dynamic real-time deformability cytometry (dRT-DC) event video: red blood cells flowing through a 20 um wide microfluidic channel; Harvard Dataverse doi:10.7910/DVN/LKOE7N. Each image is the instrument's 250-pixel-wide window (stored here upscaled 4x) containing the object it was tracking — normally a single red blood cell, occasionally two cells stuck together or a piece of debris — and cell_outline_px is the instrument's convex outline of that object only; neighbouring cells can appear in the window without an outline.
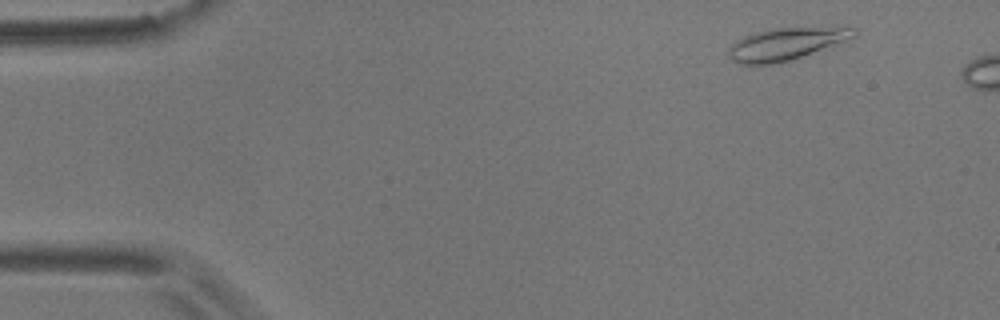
{"species": "common noctule bat (a hibernating species)", "species_latin": "Nyctalus noctula", "temperature_condition": "room temperature", "stored_images_in_passage": 3, "camera_frame_rate_fps": 3000, "um_per_image_px": 0.085, "animal": {"sex": "male", "body_mass_g": 17.9}, "frame": {"image": 1, "passage_image": 1, "time_ms": 0.0, "image_size_px": [1000, 320], "cell_outline_px": [[856, 36], [792, 60], [772, 64], [740, 64], [732, 60], [728, 56], [728, 52], [732, 44], [736, 40], [752, 32], [780, 28], [856, 28]], "centroid_in_image_um": [66.73, 3.75], "position_along_channel_um": 18.3, "area_um2": 23.0}}